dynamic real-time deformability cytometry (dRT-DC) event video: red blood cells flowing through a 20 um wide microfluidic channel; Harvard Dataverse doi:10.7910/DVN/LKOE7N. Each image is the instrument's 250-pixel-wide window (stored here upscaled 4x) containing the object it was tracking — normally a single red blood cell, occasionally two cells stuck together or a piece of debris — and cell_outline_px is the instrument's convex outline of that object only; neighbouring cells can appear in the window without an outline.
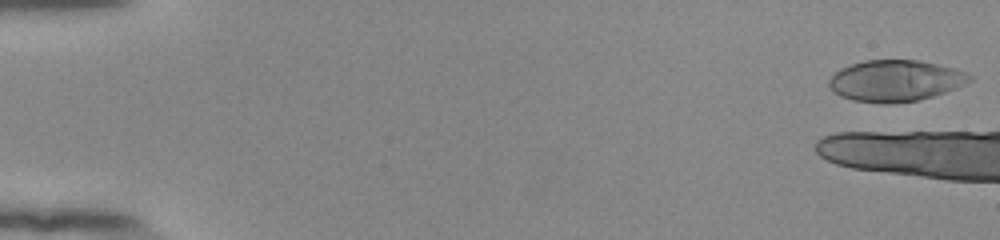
{"species": "human", "species_latin": "Homo sapiens", "temperature_condition": "room temperature", "stored_images_in_passage": 8, "camera_frame_rate_fps": 3000, "um_per_image_px": 0.085, "donor": {"sex": "female"}, "frame": {"image": 1, "passage_image": 1, "time_ms": 0.0, "image_size_px": [1000, 240], "cell_outline_px": [[972, 80], [956, 88], [932, 96], [916, 100], [888, 104], [884, 104], [852, 100], [840, 96], [828, 84], [828, 80], [840, 68], [864, 60], [920, 60], [956, 68], [972, 76]], "centroid_in_image_um": [76.11, 6.85], "position_along_channel_um": 8.9, "area_um2": 33.76}}